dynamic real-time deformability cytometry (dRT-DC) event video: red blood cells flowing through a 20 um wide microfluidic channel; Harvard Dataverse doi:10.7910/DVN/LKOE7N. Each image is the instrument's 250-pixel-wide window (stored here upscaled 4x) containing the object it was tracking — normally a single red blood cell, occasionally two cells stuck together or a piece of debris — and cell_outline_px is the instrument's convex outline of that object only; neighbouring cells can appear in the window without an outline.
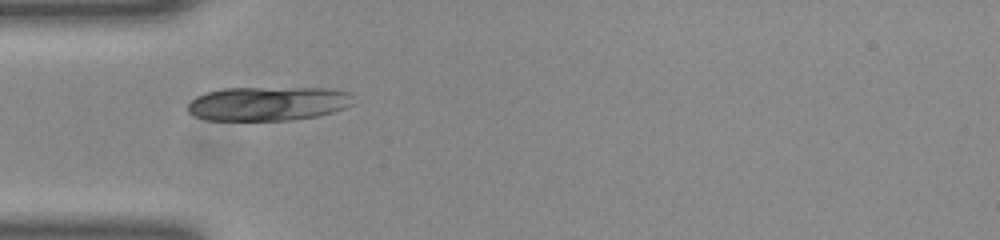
{"species": "common noctule bat (a hibernating species)", "species_latin": "Nyctalus noctula", "temperature_condition": "room temperature", "stored_images_in_passage": 37, "camera_frame_rate_fps": 3000, "um_per_image_px": 0.085, "animal": {"sex": "female", "body_mass_g": 23.0, "forearm_length_mm": 53.4}, "frame": {"image": 1, "passage_image": 1, "time_ms": 0.0, "image_size_px": [1000, 240], "cell_outline_px": [[352, 104], [344, 108], [332, 112], [316, 116], [292, 120], [204, 120], [188, 112], [188, 104], [196, 96], [208, 92], [224, 88], [324, 88], [348, 92]], "centroid_in_image_um": [22.73, 8.81], "position_along_channel_um": 62.3, "area_um2": 32.66}}
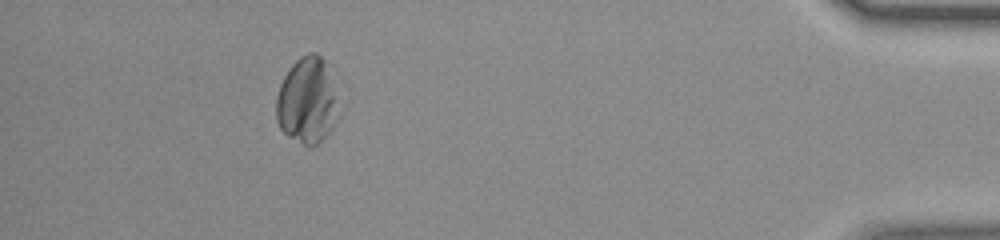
{"frame": {"image": 2, "passage_image": 32, "time_ms": 10.333, "image_size_px": [1000, 240], "cell_outline_px": [[332, 124], [328, 132], [316, 144], [308, 148], [288, 136], [280, 128], [276, 120], [276, 96], [280, 84], [284, 76], [292, 64], [300, 56], [308, 52], [316, 52], [332, 64]], "centroid_in_image_um": [26.02, 8.48], "position_along_channel_um": 409.2, "area_um2": 30.58}}